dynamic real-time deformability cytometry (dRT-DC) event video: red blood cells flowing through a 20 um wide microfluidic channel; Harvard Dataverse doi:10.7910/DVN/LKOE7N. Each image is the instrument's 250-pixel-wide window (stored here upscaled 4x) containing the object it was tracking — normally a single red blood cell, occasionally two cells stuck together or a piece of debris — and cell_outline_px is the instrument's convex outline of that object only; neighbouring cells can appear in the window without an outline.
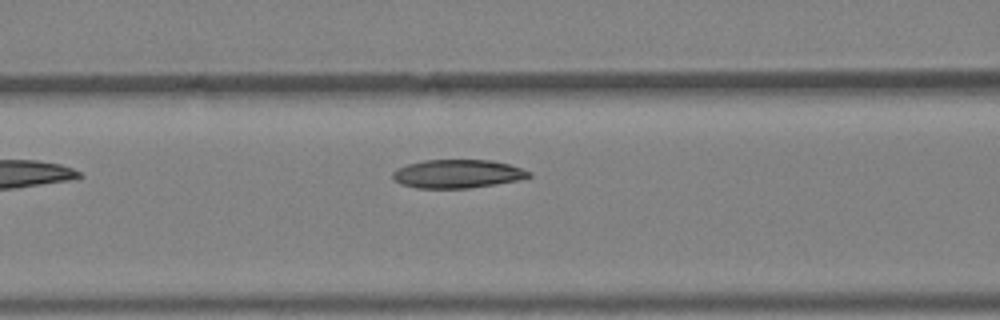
{"species": "Egyptian fruit bat (a non-hibernating species)", "species_latin": "Rousettus aegyptiacus", "temperature_condition": "warm", "stored_images_in_passage": 3, "camera_frame_rate_fps": 3000, "um_per_image_px": 0.085, "animal": {"sex": "female"}, "frame": {"image": 1, "passage_image": 3, "time_ms": 0.667, "image_size_px": [1000, 320], "cell_outline_px": [[532, 176], [516, 180], [496, 184], [468, 188], [416, 188], [400, 184], [392, 176], [392, 172], [396, 168], [408, 164], [424, 160], [492, 160], [508, 164], [532, 172]], "centroid_in_image_um": [38.86, 14.77], "position_along_channel_um": 127.7, "area_um2": 22.54}}